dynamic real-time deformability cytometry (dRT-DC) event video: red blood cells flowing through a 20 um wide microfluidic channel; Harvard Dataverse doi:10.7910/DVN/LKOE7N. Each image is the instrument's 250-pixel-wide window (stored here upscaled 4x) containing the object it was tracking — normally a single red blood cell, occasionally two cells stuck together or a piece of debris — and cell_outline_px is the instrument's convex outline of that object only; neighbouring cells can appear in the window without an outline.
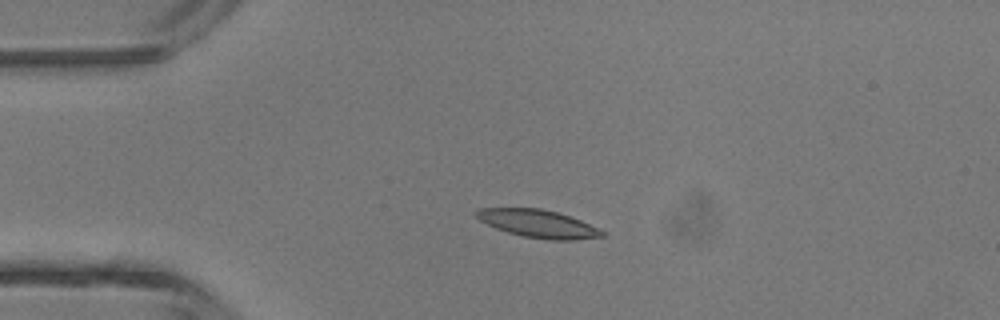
{"species": "common noctule bat (a hibernating species)", "species_latin": "Nyctalus noctula", "temperature_condition": "room temperature", "stored_images_in_passage": 4, "camera_frame_rate_fps": 3000, "um_per_image_px": 0.085, "animal": {"sex": "male", "body_mass_g": 13.3}, "frame": {"image": 1, "passage_image": 3, "time_ms": 0.667, "image_size_px": [1000, 320], "cell_outline_px": [[604, 236], [576, 240], [552, 240], [524, 236], [508, 232], [496, 228], [480, 220], [472, 212], [480, 208], [540, 208], [556, 212], [580, 220], [604, 232]], "centroid_in_image_um": [45.7, 19.01], "position_along_channel_um": 39.3, "area_um2": 20.06}}